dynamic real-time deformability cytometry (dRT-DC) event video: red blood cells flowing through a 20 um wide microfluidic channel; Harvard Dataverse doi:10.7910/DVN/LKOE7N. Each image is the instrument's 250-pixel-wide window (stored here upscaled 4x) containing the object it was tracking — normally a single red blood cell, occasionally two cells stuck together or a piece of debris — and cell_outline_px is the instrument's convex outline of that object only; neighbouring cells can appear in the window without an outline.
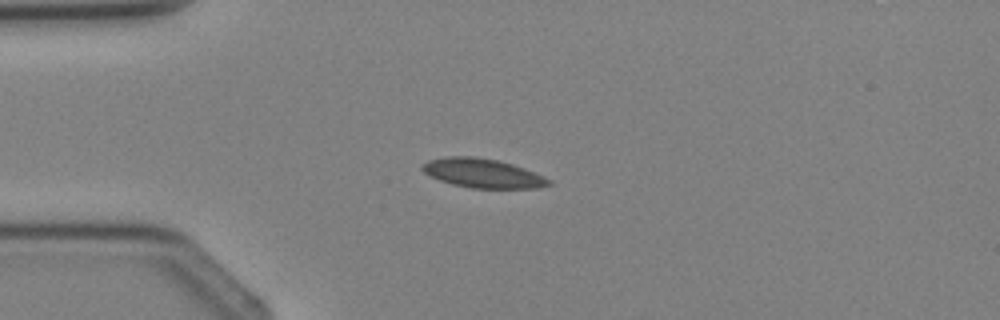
{"species": "Egyptian fruit bat (a non-hibernating species)", "species_latin": "Rousettus aegyptiacus", "temperature_condition": "cold", "stored_images_in_passage": 2, "camera_frame_rate_fps": 3000, "um_per_image_px": 0.085, "animal": {"sex": "female"}, "frame": {"image": 1, "passage_image": 2, "time_ms": 2.0, "image_size_px": [1000, 320], "cell_outline_px": [[552, 184], [536, 188], [472, 188], [452, 184], [440, 180], [424, 172], [420, 168], [420, 164], [428, 160], [448, 156], [472, 156], [496, 160], [512, 164], [524, 168], [544, 176], [552, 180]], "centroid_in_image_um": [41.02, 14.72], "position_along_channel_um": 44.0, "area_um2": 21.44}}